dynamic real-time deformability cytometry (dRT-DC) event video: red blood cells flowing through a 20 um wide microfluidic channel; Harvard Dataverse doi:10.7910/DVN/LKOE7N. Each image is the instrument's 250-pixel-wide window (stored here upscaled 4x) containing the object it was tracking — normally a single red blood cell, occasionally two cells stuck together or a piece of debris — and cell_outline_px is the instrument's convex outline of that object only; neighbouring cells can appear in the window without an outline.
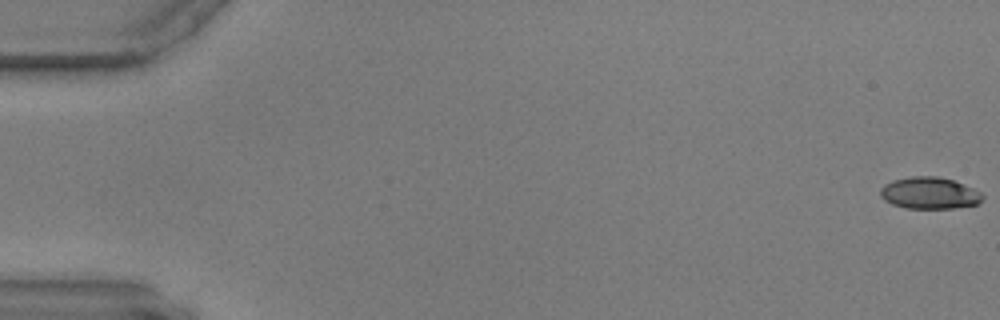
{"species": "common noctule bat (a hibernating species)", "species_latin": "Nyctalus noctula", "temperature_condition": "warm", "stored_images_in_passage": 59, "camera_frame_rate_fps": 3000, "um_per_image_px": 0.085, "animal": {"sex": "male", "body_mass_g": 17.9, "forearm_length_mm": 54.2}, "frame": {"image": 1, "passage_image": 1, "time_ms": 0.0, "image_size_px": [1000, 320], "cell_outline_px": [[984, 196], [976, 204], [952, 208], [908, 208], [892, 204], [884, 200], [880, 196], [880, 188], [884, 184], [892, 180], [912, 176], [936, 176], [952, 180], [972, 188], [980, 192]], "centroid_in_image_um": [78.95, 16.4], "position_along_channel_um": 6.0, "area_um2": 18.73}}
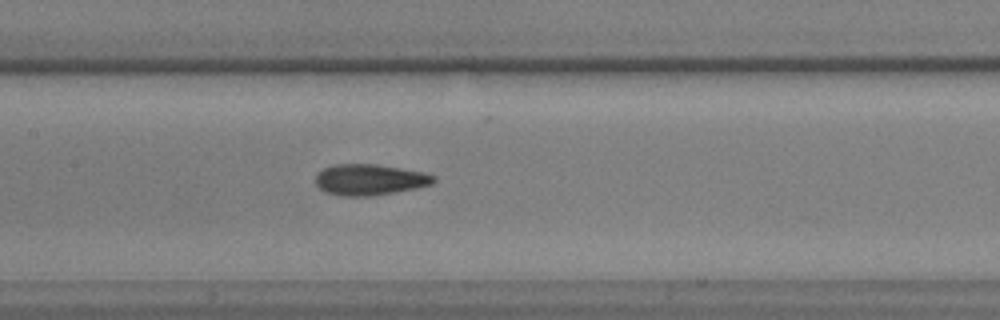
{"frame": {"image": 2, "passage_image": 29, "time_ms": 9.333, "image_size_px": [1000, 320], "cell_outline_px": [[436, 180], [432, 184], [416, 188], [372, 196], [344, 196], [324, 192], [316, 184], [316, 176], [324, 168], [336, 164], [376, 164], [424, 172], [436, 176]], "centroid_in_image_um": [31.44, 15.27], "position_along_channel_um": 176.0, "area_um2": 21.27}}
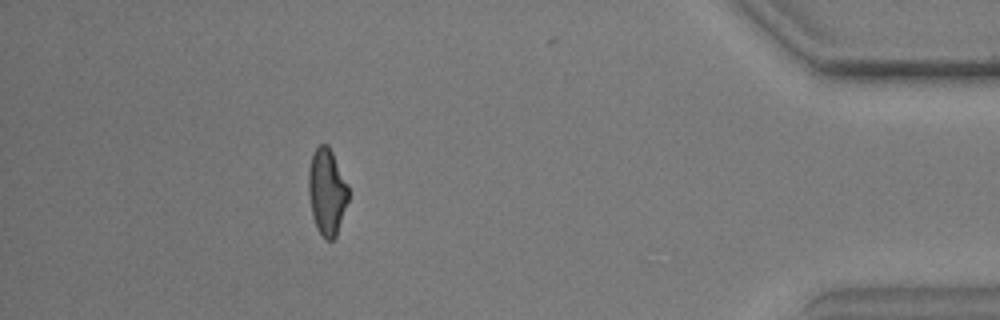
{"frame": {"image": 3, "passage_image": 53, "time_ms": 17.333, "image_size_px": [1000, 320], "cell_outline_px": [[348, 200], [336, 236], [332, 240], [324, 240], [316, 228], [312, 216], [308, 192], [308, 168], [312, 152], [320, 144], [328, 144], [332, 152], [348, 188]], "centroid_in_image_um": [27.75, 16.31], "position_along_channel_um": 407.5, "area_um2": 20.06}}